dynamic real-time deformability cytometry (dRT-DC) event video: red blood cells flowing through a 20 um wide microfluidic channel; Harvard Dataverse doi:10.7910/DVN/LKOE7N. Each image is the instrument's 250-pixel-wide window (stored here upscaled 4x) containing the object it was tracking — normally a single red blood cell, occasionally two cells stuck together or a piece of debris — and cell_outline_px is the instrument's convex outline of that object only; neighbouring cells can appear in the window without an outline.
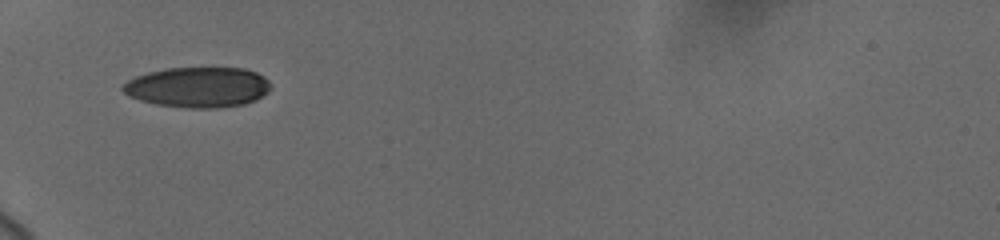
{"species": "human", "species_latin": "Homo sapiens", "temperature_condition": "cold", "stored_images_in_passage": 61, "camera_frame_rate_fps": 3000, "um_per_image_px": 0.085, "donor": {"sex": "female"}, "frame": {"image": 1, "passage_image": 1, "time_ms": 0.0, "image_size_px": [1000, 240], "cell_outline_px": [[272, 88], [268, 92], [256, 100], [244, 104], [220, 108], [188, 108], [156, 104], [140, 100], [128, 96], [120, 88], [128, 80], [136, 76], [148, 72], [164, 68], [244, 68], [256, 72], [264, 76], [272, 84]], "centroid_in_image_um": [16.85, 7.41], "position_along_channel_um": 68.2, "area_um2": 35.08}}
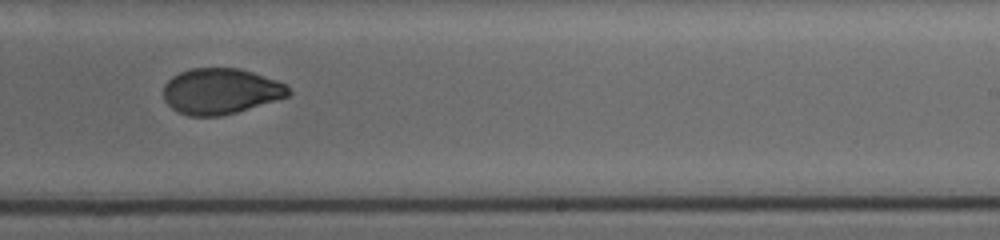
{"frame": {"image": 2, "passage_image": 33, "time_ms": 5.667, "image_size_px": [1000, 240], "cell_outline_px": [[292, 92], [288, 96], [276, 100], [236, 112], [220, 116], [188, 116], [176, 112], [164, 100], [164, 84], [172, 76], [180, 72], [192, 68], [240, 68], [288, 84]], "centroid_in_image_um": [18.75, 7.75], "position_along_channel_um": 270.2, "area_um2": 33.47}}
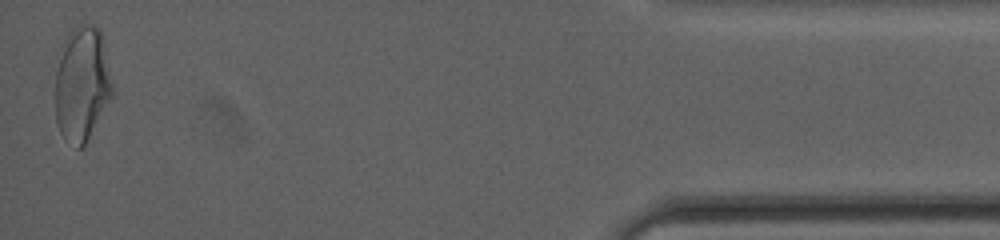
{"frame": {"image": 3, "passage_image": 60, "time_ms": 11.667, "image_size_px": [1000, 240], "cell_outline_px": [[112, 96], [84, 144], [80, 148], [76, 148], [60, 132], [56, 120], [56, 72], [64, 40], [68, 32], [72, 28], [80, 24], [92, 24], [100, 28], [104, 36], [112, 84]], "centroid_in_image_um": [6.98, 7.05], "position_along_channel_um": 428.2, "area_um2": 37.97}, "authors_computed_cell_mechanics": {"area_um2": 35.0268, "velocity_mm_per_s": 3.7091, "shape_relaxation_time_tau1_ms": 6.3585, "shape_relaxation_time_tau2_ms": 1.5815, "deformation_change_tau1": 0.1702, "deformation_change_tau2": 0.0493}}